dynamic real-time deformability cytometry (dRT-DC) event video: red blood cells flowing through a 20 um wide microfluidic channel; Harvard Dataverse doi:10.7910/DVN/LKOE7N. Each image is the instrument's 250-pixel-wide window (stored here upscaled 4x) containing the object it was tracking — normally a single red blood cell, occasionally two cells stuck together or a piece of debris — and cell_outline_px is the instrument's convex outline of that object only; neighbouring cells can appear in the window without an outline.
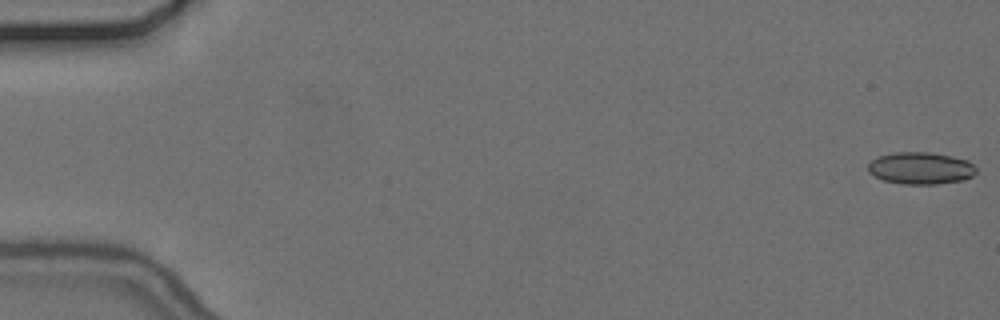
{"species": "common noctule bat (a hibernating species)", "species_latin": "Nyctalus noctula", "temperature_condition": "cold", "stored_images_in_passage": 10, "camera_frame_rate_fps": 3000, "um_per_image_px": 0.085, "animal": {"sex": "female", "body_mass_g": 24.6, "forearm_length_mm": 56.2}, "frame": {"image": 1, "passage_image": 1, "time_ms": 0.0, "image_size_px": [1000, 320], "cell_outline_px": [[976, 172], [972, 176], [964, 180], [936, 184], [900, 184], [884, 180], [868, 172], [868, 164], [872, 160], [880, 156], [892, 152], [928, 152], [952, 156], [968, 160], [976, 168]], "centroid_in_image_um": [78.27, 14.29], "position_along_channel_um": 6.7, "area_um2": 20.23}}